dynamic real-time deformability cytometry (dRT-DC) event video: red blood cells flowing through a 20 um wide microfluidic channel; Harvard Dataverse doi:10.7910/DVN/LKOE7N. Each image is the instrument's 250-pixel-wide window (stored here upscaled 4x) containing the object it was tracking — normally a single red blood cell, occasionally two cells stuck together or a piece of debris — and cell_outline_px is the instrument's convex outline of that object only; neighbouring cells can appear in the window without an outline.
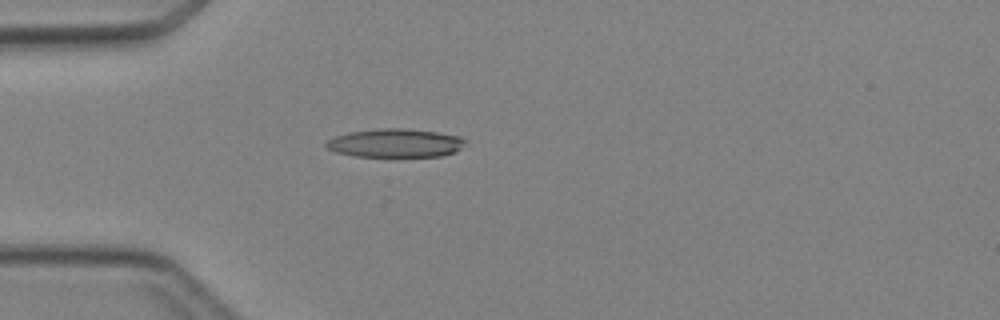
{"species": "Egyptian fruit bat (a non-hibernating species)", "species_latin": "Rousettus aegyptiacus", "temperature_condition": "cold", "stored_images_in_passage": 1, "camera_frame_rate_fps": 3000, "um_per_image_px": 0.085, "animal": {"sex": "female"}, "frame": {"image": 1, "passage_image": 1, "time_ms": 0.0, "image_size_px": [1000, 320], "cell_outline_px": [[464, 140], [460, 148], [456, 152], [440, 156], [356, 156], [336, 152], [328, 148], [324, 144], [328, 140], [336, 136], [348, 132], [376, 128], [404, 128], [436, 132], [460, 136]], "centroid_in_image_um": [33.57, 12.15], "position_along_channel_um": 51.4, "area_um2": 22.95}}